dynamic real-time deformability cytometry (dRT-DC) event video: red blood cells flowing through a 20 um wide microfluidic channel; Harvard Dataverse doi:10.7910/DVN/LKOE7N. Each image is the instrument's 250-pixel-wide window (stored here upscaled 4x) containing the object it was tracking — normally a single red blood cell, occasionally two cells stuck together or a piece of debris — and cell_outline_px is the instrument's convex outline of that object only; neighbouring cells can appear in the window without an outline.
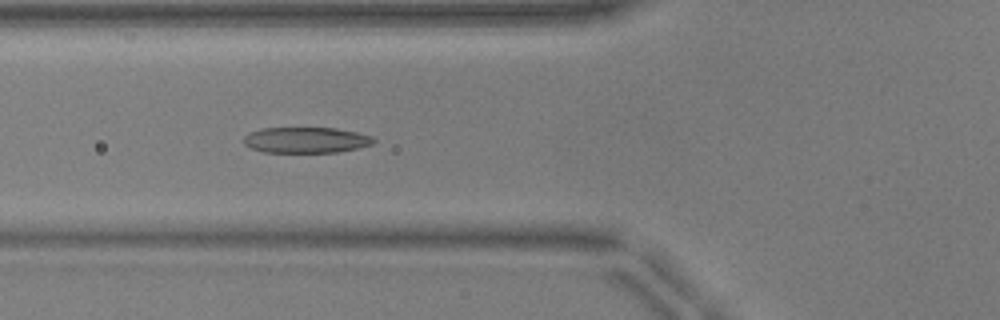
{"species": "common noctule bat (a hibernating species)", "species_latin": "Nyctalus noctula", "temperature_condition": "warm", "stored_images_in_passage": 44, "camera_frame_rate_fps": 3000, "um_per_image_px": 0.085, "animal": {"sex": "male", "body_mass_g": 17.9, "forearm_length_mm": 54.2}, "frame": {"image": 1, "passage_image": 12, "time_ms": 3.667, "image_size_px": [1000, 320], "cell_outline_px": [[376, 140], [372, 144], [360, 148], [336, 152], [264, 152], [252, 148], [244, 144], [244, 136], [248, 132], [260, 128], [336, 128], [356, 132], [372, 136]], "centroid_in_image_um": [26.01, 11.9], "position_along_channel_um": 99.8, "area_um2": 19.59}}
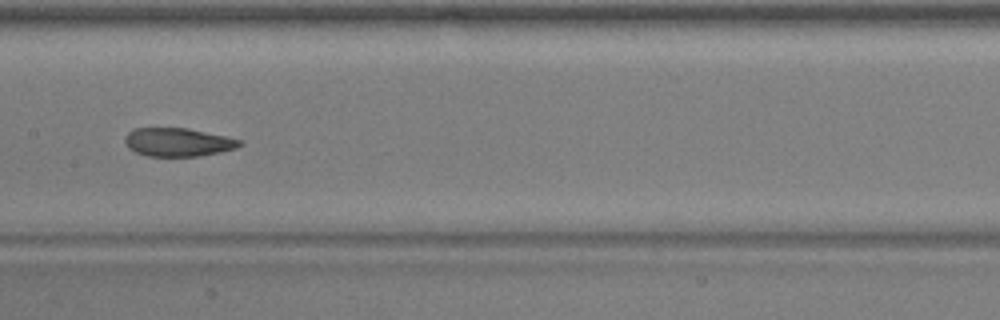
{"frame": {"image": 2, "passage_image": 19, "time_ms": 6.0, "image_size_px": [1000, 320], "cell_outline_px": [[244, 144], [236, 148], [220, 152], [200, 156], [148, 156], [136, 152], [128, 148], [124, 140], [124, 136], [128, 132], [136, 128], [188, 128], [244, 140]], "centroid_in_image_um": [15.15, 12.08], "position_along_channel_um": 192.2, "area_um2": 19.13}}
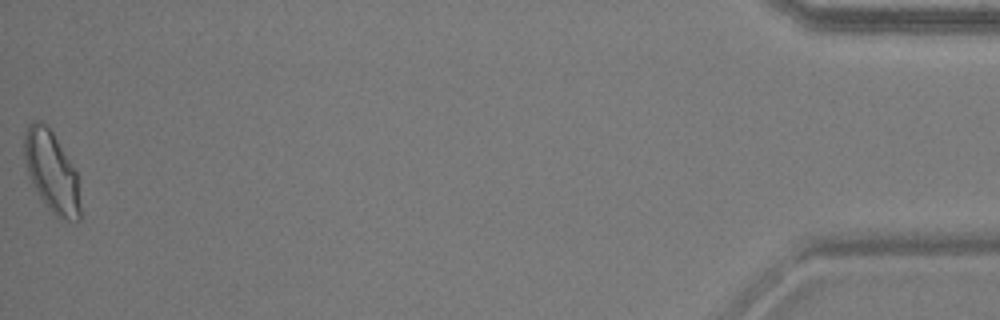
{"frame": {"image": 3, "passage_image": 44, "time_ms": 14.333, "image_size_px": [1000, 320], "cell_outline_px": [[80, 220], [68, 220], [56, 216], [40, 200], [28, 176], [24, 160], [24, 136], [28, 124], [36, 120], [40, 120], [52, 132], [76, 172], [80, 204]], "centroid_in_image_um": [4.35, 14.62], "position_along_channel_um": 430.9, "area_um2": 26.18}, "authors_computed_cell_mechanics": {"area_um2": 20.519, "velocity_mm_per_s": 3.941, "shape_relaxation_time_tau1_ms": 5.491, "shape_relaxation_time_tau2_ms": 1.7031, "deformation_change_tau1": 0.2055, "deformation_change_tau2": 0.086}}